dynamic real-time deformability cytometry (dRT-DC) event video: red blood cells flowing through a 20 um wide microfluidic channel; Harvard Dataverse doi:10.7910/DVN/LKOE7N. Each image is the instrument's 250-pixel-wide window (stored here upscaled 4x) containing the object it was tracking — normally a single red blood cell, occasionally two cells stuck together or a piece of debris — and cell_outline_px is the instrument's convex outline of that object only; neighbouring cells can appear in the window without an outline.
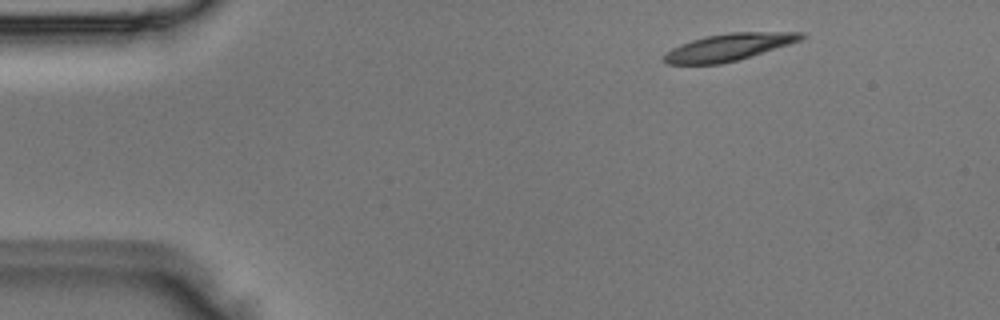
{"species": "Egyptian fruit bat (a non-hibernating species)", "species_latin": "Rousettus aegyptiacus", "temperature_condition": "room temperature", "stored_images_in_passage": 4, "camera_frame_rate_fps": 3000, "um_per_image_px": 0.085, "animal": {"sex": "male"}, "frame": {"image": 1, "passage_image": 1, "time_ms": 0.0, "image_size_px": [1000, 320], "cell_outline_px": [[808, 36], [800, 40], [788, 44], [736, 60], [720, 64], [668, 64], [664, 60], [664, 56], [672, 48], [680, 44], [704, 36], [728, 32], [804, 32]], "centroid_in_image_um": [61.94, 3.99], "position_along_channel_um": 23.1, "area_um2": 21.33}}